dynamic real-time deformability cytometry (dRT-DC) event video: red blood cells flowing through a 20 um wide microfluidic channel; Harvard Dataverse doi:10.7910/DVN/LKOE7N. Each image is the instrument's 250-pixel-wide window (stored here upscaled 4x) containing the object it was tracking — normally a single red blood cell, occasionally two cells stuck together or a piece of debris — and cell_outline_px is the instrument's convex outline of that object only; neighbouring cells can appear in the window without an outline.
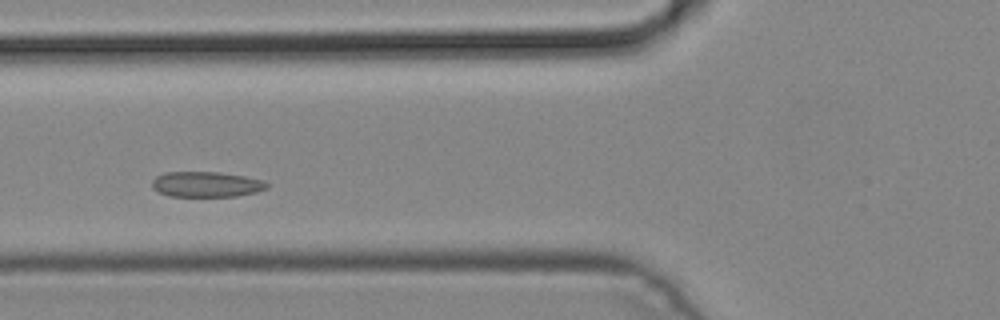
{"species": "common noctule bat (a hibernating species)", "species_latin": "Nyctalus noctula", "temperature_condition": "cold", "stored_images_in_passage": 4, "camera_frame_rate_fps": 3000, "um_per_image_px": 0.085, "animal": {"sex": "male", "body_mass_g": 19.2, "forearm_length_mm": 51.8}, "frame": {"image": 1, "passage_image": 4, "time_ms": 1.0, "image_size_px": [1000, 320], "cell_outline_px": [[268, 188], [256, 192], [236, 196], [168, 196], [152, 188], [152, 180], [156, 176], [164, 172], [220, 172], [244, 176], [264, 180], [268, 184]], "centroid_in_image_um": [17.54, 15.66], "position_along_channel_um": 108.3, "area_um2": 17.05}}